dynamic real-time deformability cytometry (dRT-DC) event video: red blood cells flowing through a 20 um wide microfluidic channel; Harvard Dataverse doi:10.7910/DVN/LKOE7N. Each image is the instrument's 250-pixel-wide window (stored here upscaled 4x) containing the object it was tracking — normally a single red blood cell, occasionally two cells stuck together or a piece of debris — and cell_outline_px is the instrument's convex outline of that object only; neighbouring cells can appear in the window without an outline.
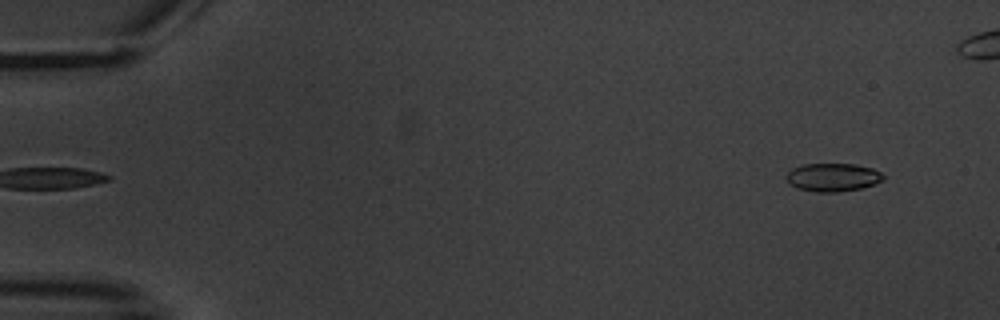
{"species": "common noctule bat (a hibernating species)", "species_latin": "Nyctalus noctula", "temperature_condition": "warm", "stored_images_in_passage": 5, "segment_of_instrument_passage": [2, 2], "camera_frame_rate_fps": 3000, "um_per_image_px": 0.085, "animal": {"sex": "male", "body_mass_g": 20.1, "forearm_length_mm": 53.5}, "frame": {"image": 1, "passage_image": 5, "time_ms": 6.0, "image_size_px": [1000, 320], "cell_outline_px": [[884, 180], [860, 188], [836, 192], [816, 192], [796, 188], [788, 184], [784, 176], [792, 168], [800, 164], [856, 164], [872, 168], [880, 172], [884, 176]], "centroid_in_image_um": [70.72, 15.06], "position_along_channel_um": 14.3, "area_um2": 16.07}}